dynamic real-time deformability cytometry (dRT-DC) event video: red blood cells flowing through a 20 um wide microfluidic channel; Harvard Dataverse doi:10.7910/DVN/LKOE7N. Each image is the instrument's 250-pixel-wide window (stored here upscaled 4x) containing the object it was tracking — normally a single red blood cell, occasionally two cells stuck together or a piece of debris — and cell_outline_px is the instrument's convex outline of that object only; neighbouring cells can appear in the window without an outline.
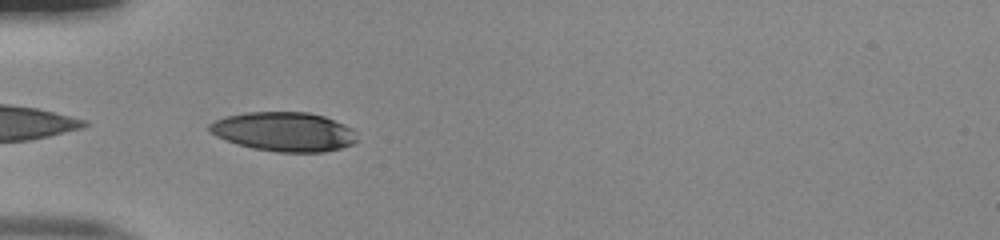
{"species": "human", "species_latin": "Homo sapiens", "temperature_condition": "room temperature", "stored_images_in_passage": 31, "camera_frame_rate_fps": 3000, "um_per_image_px": 0.085, "donor": {"sex": "male"}, "frame": {"image": 1, "passage_image": 1, "time_ms": 0.0, "image_size_px": [1000, 240], "cell_outline_px": [[356, 140], [352, 144], [340, 148], [324, 152], [276, 152], [252, 148], [236, 144], [216, 136], [208, 132], [208, 124], [216, 120], [228, 116], [244, 112], [308, 112], [324, 116], [344, 124], [352, 128]], "centroid_in_image_um": [24.1, 11.19], "position_along_channel_um": 60.9, "area_um2": 33.76}}
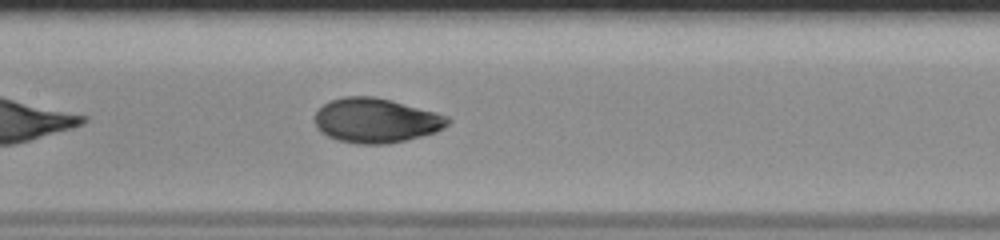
{"frame": {"image": 2, "passage_image": 10, "time_ms": 3.0, "image_size_px": [1000, 240], "cell_outline_px": [[452, 120], [444, 128], [436, 132], [388, 144], [356, 144], [340, 140], [328, 136], [316, 124], [316, 112], [324, 104], [332, 100], [344, 96], [372, 96], [392, 100], [436, 112], [448, 116]], "centroid_in_image_um": [32.01, 10.23], "position_along_channel_um": 175.4, "area_um2": 34.28}}
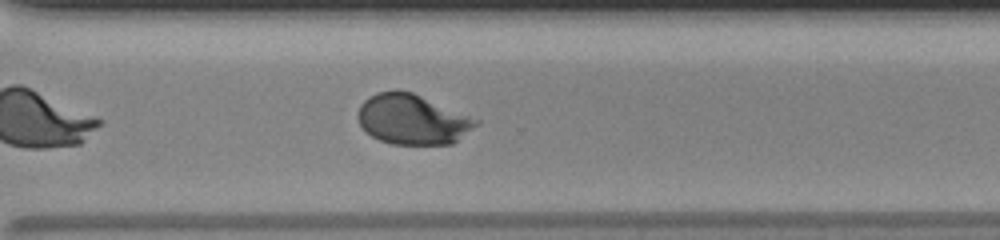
{"frame": {"image": 3, "passage_image": 22, "time_ms": 7.0, "image_size_px": [1000, 240], "cell_outline_px": [[480, 124], [452, 144], [392, 144], [380, 140], [372, 136], [360, 124], [356, 116], [360, 104], [364, 100], [376, 92], [396, 88], [412, 92], [480, 120]], "centroid_in_image_um": [35.04, 10.13], "position_along_channel_um": 335.6, "area_um2": 34.62}, "authors_computed_cell_mechanics": {"area_um2": 34.2754, "velocity_mm_per_s": 4.0144, "shape_relaxation_time_tau1_ms": 3.0062, "shape_relaxation_time_tau2_ms": null, "deformation_change_tau1": 0.1723, "deformation_change_tau2": null}}